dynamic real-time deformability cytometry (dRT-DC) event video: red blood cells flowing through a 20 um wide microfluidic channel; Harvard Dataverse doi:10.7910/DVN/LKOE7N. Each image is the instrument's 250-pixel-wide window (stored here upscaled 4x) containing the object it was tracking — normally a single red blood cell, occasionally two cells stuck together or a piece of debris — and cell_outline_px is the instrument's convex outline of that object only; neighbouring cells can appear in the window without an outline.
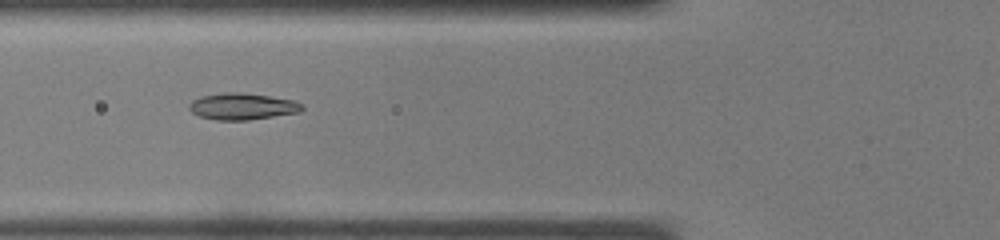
{"species": "common noctule bat (a hibernating species)", "species_latin": "Nyctalus noctula", "temperature_condition": "warm", "stored_images_in_passage": 29, "camera_frame_rate_fps": 3000, "um_per_image_px": 0.085, "animal": {"sex": "male", "body_mass_g": 19.0, "forearm_length_mm": 50.8}, "frame": {"image": 1, "passage_image": 6, "time_ms": 1.667, "image_size_px": [1000, 240], "cell_outline_px": [[304, 108], [300, 112], [248, 120], [216, 120], [200, 116], [192, 112], [188, 108], [188, 104], [192, 100], [200, 96], [224, 92], [240, 92], [296, 100], [304, 104]], "centroid_in_image_um": [20.6, 9.04], "position_along_channel_um": 105.2, "area_um2": 17.63}}
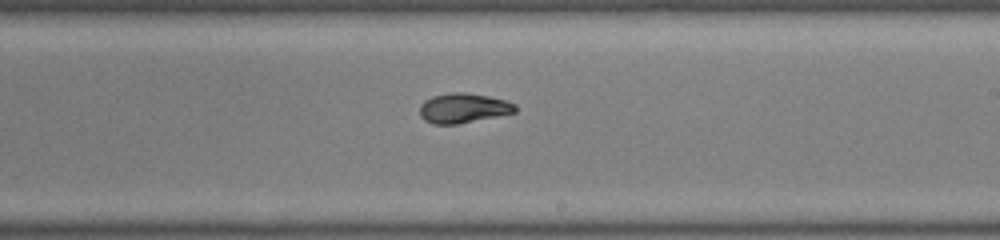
{"frame": {"image": 2, "passage_image": 14, "time_ms": 4.333, "image_size_px": [1000, 240], "cell_outline_px": [[516, 112], [456, 124], [432, 124], [424, 120], [420, 116], [420, 104], [424, 100], [432, 96], [452, 92], [464, 92], [488, 96], [504, 100], [516, 104]], "centroid_in_image_um": [39.34, 9.18], "position_along_channel_um": 249.7, "area_um2": 16.47}}
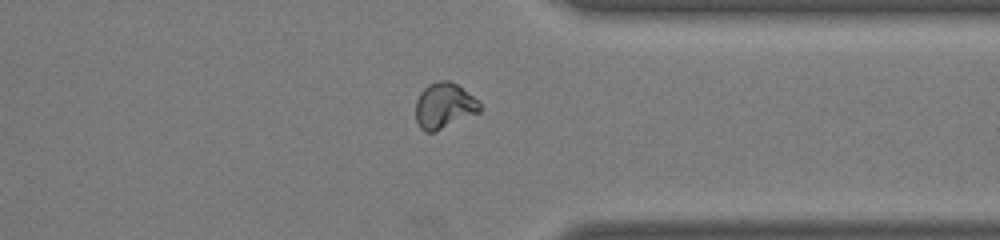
{"frame": {"image": 3, "passage_image": 21, "time_ms": 6.667, "image_size_px": [1000, 240], "cell_outline_px": [[480, 112], [432, 132], [424, 132], [420, 128], [416, 120], [416, 100], [420, 92], [428, 84], [440, 80], [448, 80], [456, 84], [480, 100]], "centroid_in_image_um": [37.75, 8.97], "position_along_channel_um": 373.7, "area_um2": 16.99}}